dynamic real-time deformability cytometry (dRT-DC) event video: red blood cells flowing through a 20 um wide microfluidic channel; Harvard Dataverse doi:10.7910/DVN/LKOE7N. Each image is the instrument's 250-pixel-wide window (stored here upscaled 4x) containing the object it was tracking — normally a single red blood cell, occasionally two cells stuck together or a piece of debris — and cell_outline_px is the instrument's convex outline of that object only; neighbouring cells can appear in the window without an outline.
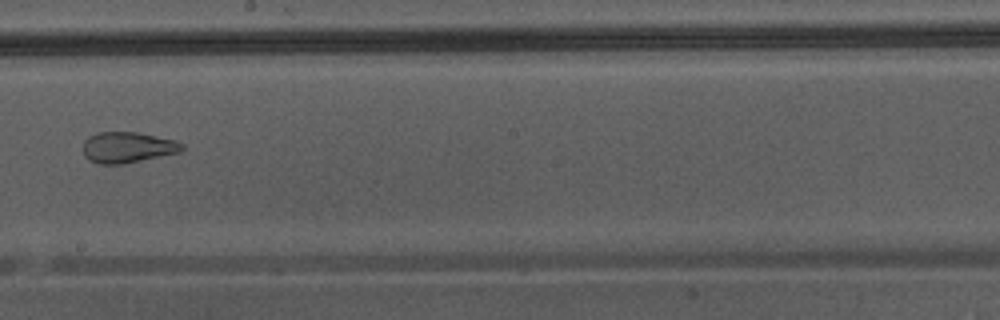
{"species": "Egyptian fruit bat (a non-hibernating species)", "species_latin": "Rousettus aegyptiacus", "temperature_condition": "warm", "stored_images_in_passage": 35, "camera_frame_rate_fps": 3000, "um_per_image_px": 0.085, "animal": {"sex": "male"}, "frame": {"image": 1, "passage_image": 16, "time_ms": 5.0, "image_size_px": [1000, 320], "cell_outline_px": [[184, 148], [180, 152], [120, 164], [100, 164], [84, 156], [84, 140], [88, 136], [96, 132], [136, 132], [176, 140], [184, 144]], "centroid_in_image_um": [10.85, 12.51], "position_along_channel_um": 237.4, "area_um2": 17.63}}
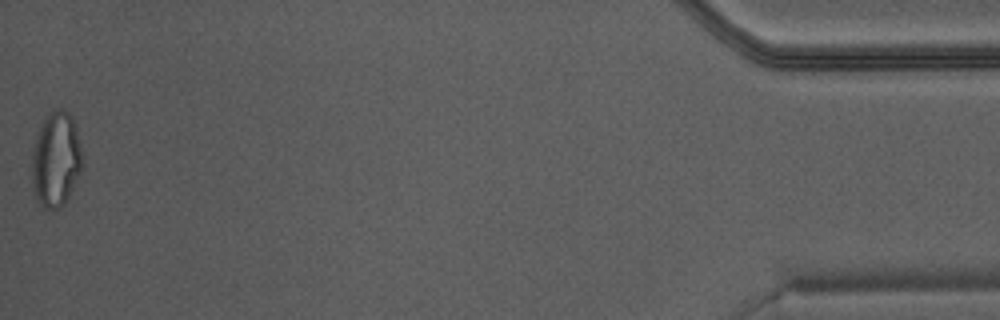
{"frame": {"image": 2, "passage_image": 35, "time_ms": 11.333, "image_size_px": [1000, 320], "cell_outline_px": [[84, 164], [64, 204], [60, 208], [44, 208], [40, 204], [32, 188], [32, 152], [40, 128], [44, 120], [56, 108], [60, 108], [68, 112], [72, 116], [76, 128], [84, 160]], "centroid_in_image_um": [4.77, 13.56], "position_along_channel_um": 430.4, "area_um2": 27.69}}